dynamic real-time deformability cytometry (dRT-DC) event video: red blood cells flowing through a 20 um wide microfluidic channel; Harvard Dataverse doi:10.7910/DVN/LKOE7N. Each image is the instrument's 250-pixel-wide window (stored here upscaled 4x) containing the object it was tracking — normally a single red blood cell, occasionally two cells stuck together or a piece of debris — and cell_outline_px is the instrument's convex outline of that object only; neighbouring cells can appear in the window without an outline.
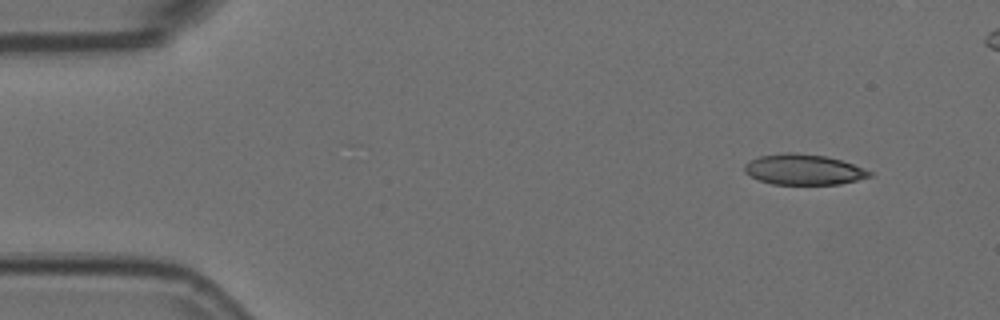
{"species": "Egyptian fruit bat (a non-hibernating species)", "species_latin": "Rousettus aegyptiacus", "temperature_condition": "room temperature", "stored_images_in_passage": 5, "camera_frame_rate_fps": 3000, "um_per_image_px": 0.085, "animal": {"sex": "female"}, "frame": {"image": 1, "passage_image": 1, "time_ms": 0.0, "image_size_px": [1000, 320], "cell_outline_px": [[872, 176], [840, 184], [772, 184], [760, 180], [744, 172], [744, 164], [760, 156], [784, 152], [796, 152], [824, 156], [840, 160], [864, 168], [872, 172]], "centroid_in_image_um": [68.3, 14.41], "position_along_channel_um": 16.7, "area_um2": 22.08}}